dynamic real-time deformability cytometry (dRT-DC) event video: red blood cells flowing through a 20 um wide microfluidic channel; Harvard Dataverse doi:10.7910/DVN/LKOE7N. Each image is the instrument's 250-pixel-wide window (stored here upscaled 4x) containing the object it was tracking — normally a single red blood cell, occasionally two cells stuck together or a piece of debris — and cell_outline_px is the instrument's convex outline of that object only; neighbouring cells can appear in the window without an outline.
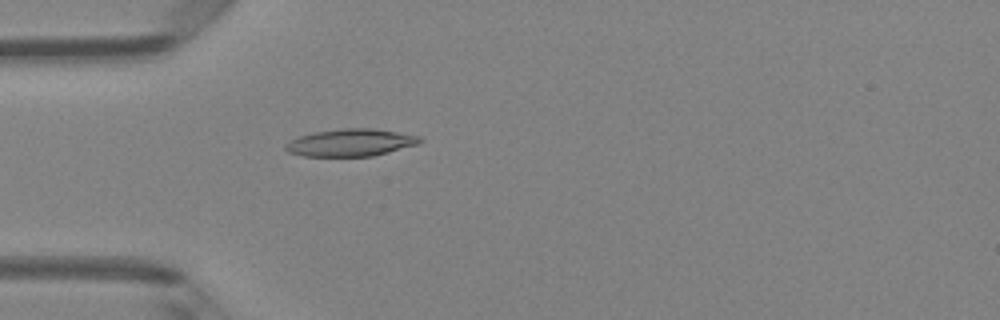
{"species": "Egyptian fruit bat (a non-hibernating species)", "species_latin": "Rousettus aegyptiacus", "temperature_condition": "room temperature", "stored_images_in_passage": 40, "camera_frame_rate_fps": 3000, "um_per_image_px": 0.085, "animal": {"sex": "female"}, "frame": {"image": 1, "passage_image": 6, "time_ms": 1.667, "image_size_px": [1000, 320], "cell_outline_px": [[424, 140], [416, 144], [388, 152], [372, 156], [304, 156], [288, 152], [284, 148], [284, 144], [300, 136], [312, 132], [344, 128], [372, 128], [420, 136]], "centroid_in_image_um": [29.78, 12.12], "position_along_channel_um": 55.2, "area_um2": 21.21}}
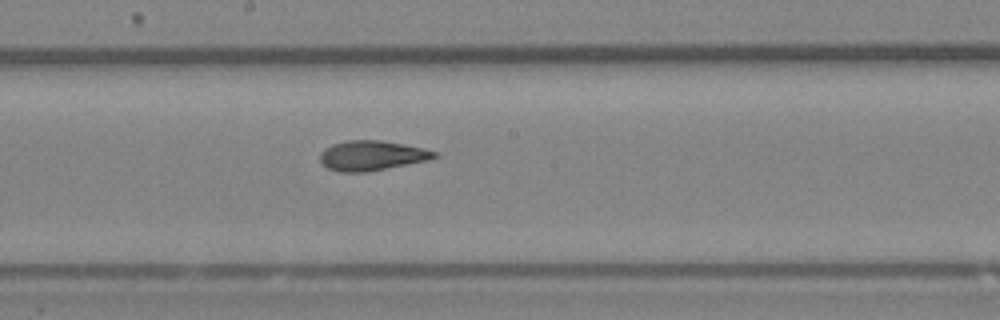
{"frame": {"image": 2, "passage_image": 18, "time_ms": 5.667, "image_size_px": [1000, 320], "cell_outline_px": [[436, 156], [428, 160], [364, 172], [340, 172], [328, 168], [320, 164], [320, 152], [324, 148], [332, 144], [348, 140], [380, 140], [424, 148], [436, 152]], "centroid_in_image_um": [31.53, 13.22], "position_along_channel_um": 216.7, "area_um2": 19.71}}
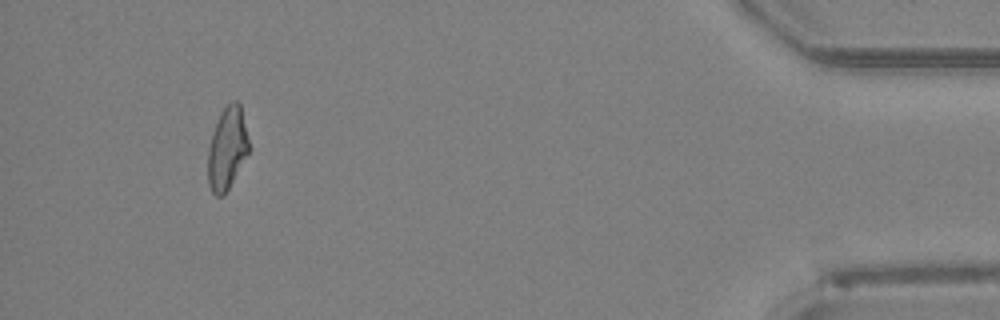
{"frame": {"image": 3, "passage_image": 37, "time_ms": 12.0, "image_size_px": [1000, 320], "cell_outline_px": [[248, 152], [224, 196], [216, 196], [212, 192], [208, 184], [208, 148], [216, 120], [220, 112], [232, 100], [236, 100], [240, 104], [248, 140]], "centroid_in_image_um": [19.28, 12.61], "position_along_channel_um": 415.9, "area_um2": 19.36}, "authors_computed_cell_mechanics": {"area_um2": 19.7965, "velocity_mm_per_s": 4.206, "shape_relaxation_time_tau1_ms": 8.5133, "shape_relaxation_time_tau2_ms": 2.0859, "deformation_change_tau1": 0.2128, "deformation_change_tau2": 0.0958}}